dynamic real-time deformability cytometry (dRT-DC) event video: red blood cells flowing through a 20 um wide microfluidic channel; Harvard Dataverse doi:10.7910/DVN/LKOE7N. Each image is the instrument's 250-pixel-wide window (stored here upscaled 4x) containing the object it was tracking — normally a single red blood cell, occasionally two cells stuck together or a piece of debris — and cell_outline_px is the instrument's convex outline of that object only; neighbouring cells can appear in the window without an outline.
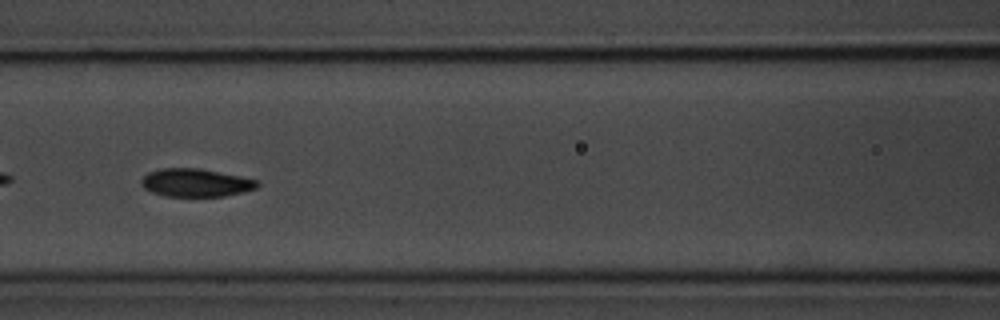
{"species": "common noctule bat (a hibernating species)", "species_latin": "Nyctalus noctula", "temperature_condition": "room temperature", "stored_images_in_passage": 11, "camera_frame_rate_fps": 3000, "um_per_image_px": 0.085, "animal": {"sex": "male", "body_mass_g": 20.1, "forearm_length_mm": 53.5}, "frame": {"image": 1, "passage_image": 8, "time_ms": 9.333, "image_size_px": [1000, 320], "cell_outline_px": [[260, 184], [256, 188], [244, 192], [224, 196], [164, 196], [152, 192], [144, 188], [140, 184], [140, 180], [148, 172], [160, 168], [200, 168], [260, 180]], "centroid_in_image_um": [16.64, 15.52], "position_along_channel_um": 150.0, "area_um2": 19.13}}
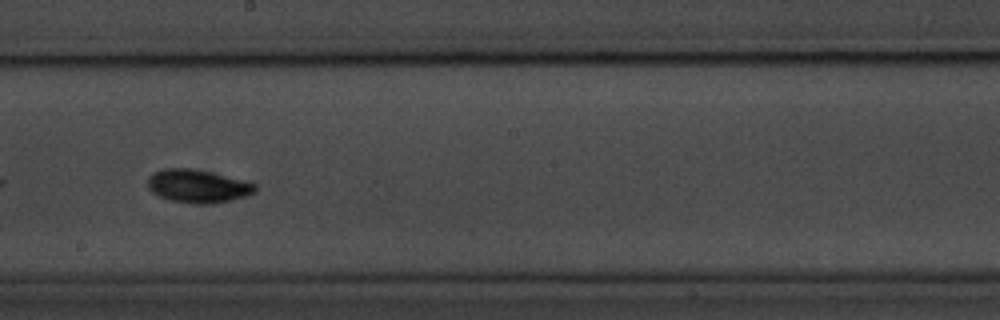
{"frame": {"image": 2, "passage_image": 10, "time_ms": 11.667, "image_size_px": [1000, 320], "cell_outline_px": [[256, 192], [244, 196], [212, 204], [192, 204], [168, 200], [156, 196], [148, 188], [148, 176], [152, 172], [164, 168], [188, 168], [208, 172], [256, 184]], "centroid_in_image_um": [16.72, 15.84], "position_along_channel_um": 231.5, "area_um2": 20.63}}